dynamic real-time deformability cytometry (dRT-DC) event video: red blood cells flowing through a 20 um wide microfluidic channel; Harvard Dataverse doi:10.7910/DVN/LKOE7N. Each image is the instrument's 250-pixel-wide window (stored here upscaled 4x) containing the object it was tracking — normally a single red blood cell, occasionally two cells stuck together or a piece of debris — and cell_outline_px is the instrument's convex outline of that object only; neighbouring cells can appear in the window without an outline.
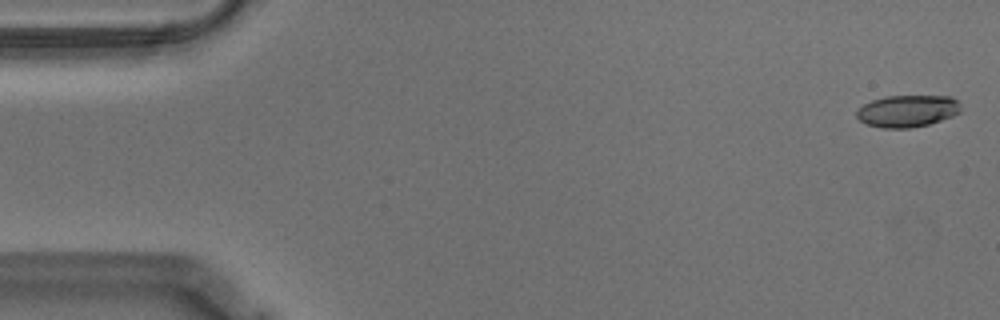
{"species": "Egyptian fruit bat (a non-hibernating species)", "species_latin": "Rousettus aegyptiacus", "temperature_condition": "warm", "stored_images_in_passage": 57, "camera_frame_rate_fps": 3000, "um_per_image_px": 0.085, "animal": {"sex": "male"}, "frame": {"image": 1, "passage_image": 2, "time_ms": 0.333, "image_size_px": [1000, 320], "cell_outline_px": [[960, 112], [952, 116], [928, 124], [912, 128], [884, 128], [868, 124], [860, 120], [856, 116], [856, 112], [864, 104], [872, 100], [884, 96], [952, 96], [960, 104]], "centroid_in_image_um": [77.14, 9.43], "position_along_channel_um": 7.9, "area_um2": 19.31}}
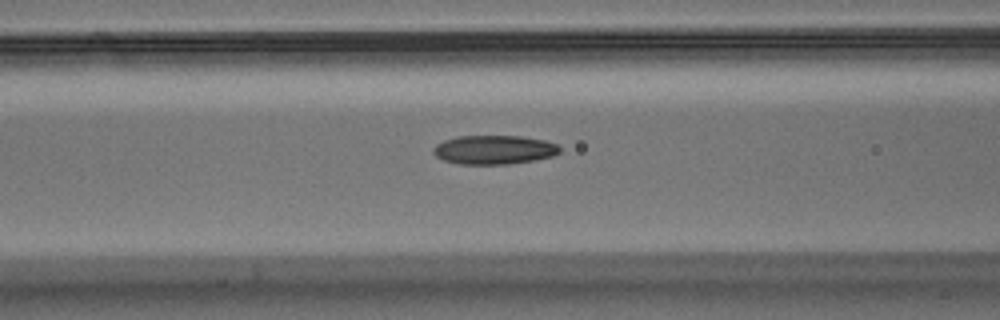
{"frame": {"image": 2, "passage_image": 23, "time_ms": 7.333, "image_size_px": [1000, 320], "cell_outline_px": [[560, 152], [552, 156], [532, 160], [508, 164], [460, 164], [444, 160], [436, 156], [432, 152], [432, 148], [436, 144], [444, 140], [456, 136], [520, 136], [544, 140], [556, 144], [560, 148]], "centroid_in_image_um": [41.95, 12.72], "position_along_channel_um": 124.6, "area_um2": 21.27}}
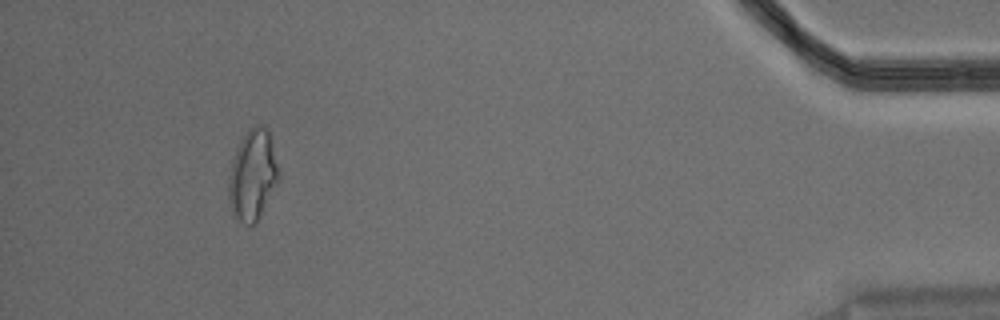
{"frame": {"image": 3, "passage_image": 53, "time_ms": 17.333, "image_size_px": [1000, 320], "cell_outline_px": [[280, 180], [256, 224], [252, 228], [244, 224], [232, 212], [228, 196], [228, 176], [232, 160], [236, 148], [240, 140], [248, 128], [256, 124], [264, 124], [268, 128], [280, 176]], "centroid_in_image_um": [21.48, 14.88], "position_along_channel_um": 413.7, "area_um2": 26.93}, "authors_computed_cell_mechanics": {"area_um2": 21.2126, "velocity_mm_per_s": 3.5452, "shape_relaxation_time_tau1_ms": null, "shape_relaxation_time_tau2_ms": 2.8823, "deformation_change_tau1": null, "deformation_change_tau2": 0.1016}}